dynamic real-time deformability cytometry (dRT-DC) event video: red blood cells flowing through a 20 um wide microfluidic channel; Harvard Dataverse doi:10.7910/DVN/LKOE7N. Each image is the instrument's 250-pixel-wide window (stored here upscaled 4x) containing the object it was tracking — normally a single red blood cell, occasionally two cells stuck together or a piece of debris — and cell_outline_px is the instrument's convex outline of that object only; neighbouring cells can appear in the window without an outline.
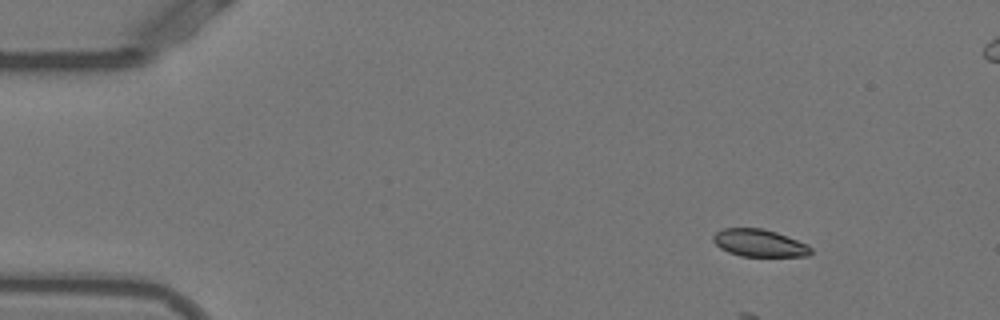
{"species": "Egyptian fruit bat (a non-hibernating species)", "species_latin": "Rousettus aegyptiacus", "temperature_condition": "warm", "stored_images_in_passage": 9, "camera_frame_rate_fps": 3000, "um_per_image_px": 0.085, "animal": {"sex": "female"}, "frame": {"image": 1, "passage_image": 1, "time_ms": 0.0, "image_size_px": [1000, 320], "cell_outline_px": [[812, 252], [808, 256], [740, 256], [728, 252], [720, 248], [712, 240], [712, 236], [716, 232], [724, 228], [760, 228], [776, 232], [808, 244], [812, 248]], "centroid_in_image_um": [64.54, 20.66], "position_along_channel_um": 20.5, "area_um2": 15.61}}